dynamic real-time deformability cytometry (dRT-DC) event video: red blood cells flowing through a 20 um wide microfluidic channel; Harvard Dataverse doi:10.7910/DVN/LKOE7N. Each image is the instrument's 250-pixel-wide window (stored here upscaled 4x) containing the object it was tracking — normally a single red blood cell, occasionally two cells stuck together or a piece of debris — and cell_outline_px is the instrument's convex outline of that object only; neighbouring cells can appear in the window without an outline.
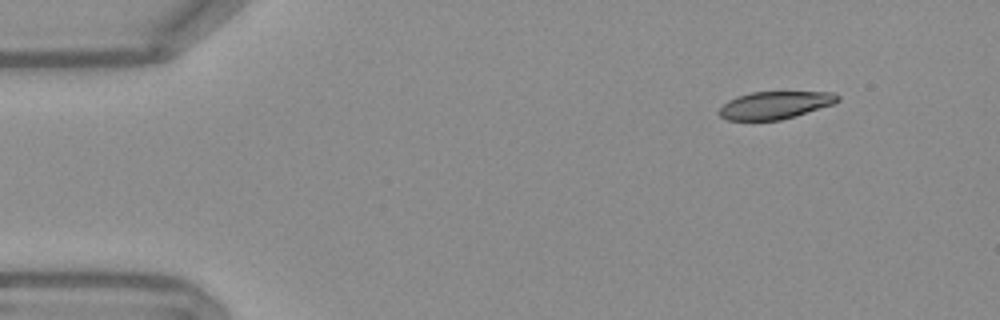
{"species": "Egyptian fruit bat (a non-hibernating species)", "species_latin": "Rousettus aegyptiacus", "temperature_condition": "warm", "stored_images_in_passage": 33, "camera_frame_rate_fps": 3000, "um_per_image_px": 0.085, "frame": {"image": 1, "passage_image": 1, "time_ms": 0.0, "image_size_px": [1000, 320], "cell_outline_px": [[840, 100], [832, 104], [796, 116], [780, 120], [728, 120], [720, 116], [716, 112], [728, 100], [736, 96], [752, 92], [836, 92], [840, 96]], "centroid_in_image_um": [65.86, 8.93], "position_along_channel_um": 19.1, "area_um2": 19.07}}
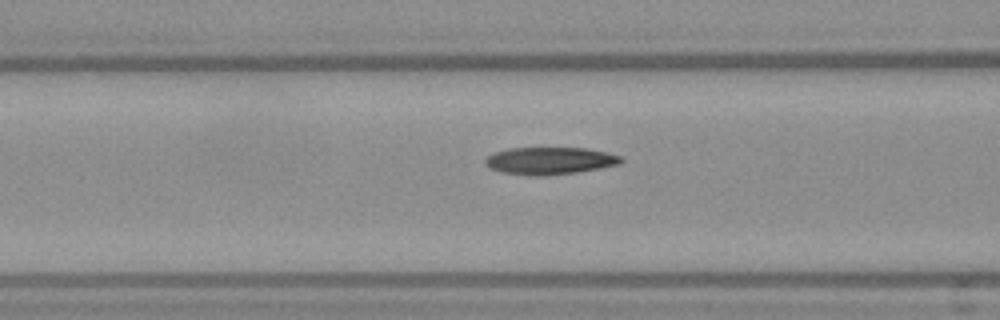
{"frame": {"image": 2, "passage_image": 16, "time_ms": 5.0, "image_size_px": [1000, 320], "cell_outline_px": [[624, 160], [620, 164], [600, 168], [576, 172], [544, 176], [536, 176], [500, 172], [488, 168], [484, 164], [484, 160], [488, 156], [496, 152], [508, 148], [588, 148], [624, 156]], "centroid_in_image_um": [46.75, 13.66], "position_along_channel_um": 119.9, "area_um2": 21.79}}
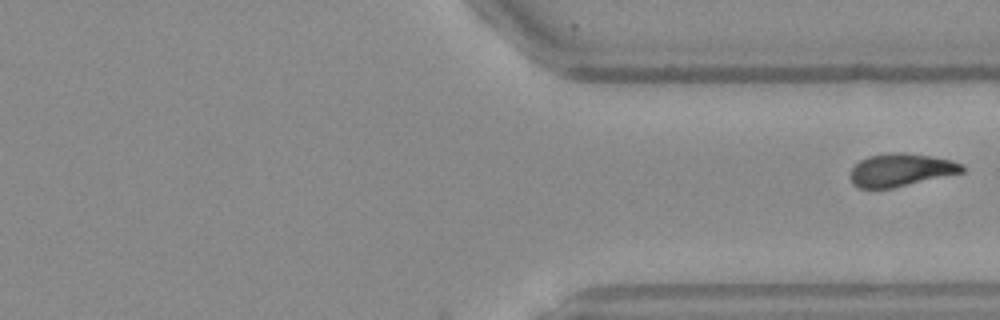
{"frame": {"image": 3, "passage_image": 33, "time_ms": 10.667, "image_size_px": [1000, 320], "cell_outline_px": [[964, 172], [892, 188], [860, 188], [852, 184], [848, 176], [852, 168], [860, 160], [868, 156], [892, 152], [904, 152], [952, 160], [960, 164], [964, 168]], "centroid_in_image_um": [76.52, 14.45], "position_along_channel_um": 334.9, "area_um2": 21.33}}